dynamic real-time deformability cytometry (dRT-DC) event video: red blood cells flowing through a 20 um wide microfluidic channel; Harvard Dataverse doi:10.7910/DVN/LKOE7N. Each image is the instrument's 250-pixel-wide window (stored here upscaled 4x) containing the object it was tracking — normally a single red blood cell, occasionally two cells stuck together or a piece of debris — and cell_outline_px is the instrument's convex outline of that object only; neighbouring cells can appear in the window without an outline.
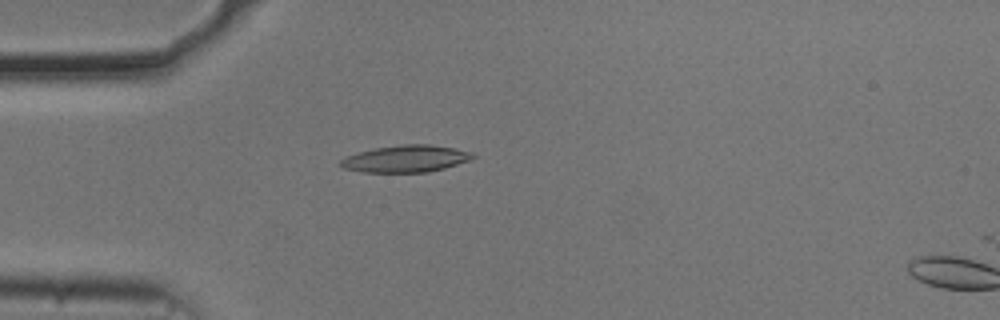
{"species": "common noctule bat (a hibernating species)", "species_latin": "Nyctalus noctula", "temperature_condition": "cold", "stored_images_in_passage": 16, "camera_frame_rate_fps": 3000, "um_per_image_px": 0.085, "animal": {"sex": "male", "body_mass_g": 20.5, "forearm_length_mm": 52.5}, "frame": {"image": 1, "passage_image": 15, "time_ms": 4.667, "image_size_px": [1000, 320], "cell_outline_px": [[476, 156], [468, 160], [444, 168], [428, 172], [364, 172], [344, 168], [336, 164], [344, 156], [376, 148], [404, 144], [428, 144], [452, 148], [472, 152]], "centroid_in_image_um": [34.44, 13.49], "position_along_channel_um": 50.6, "area_um2": 20.58}}